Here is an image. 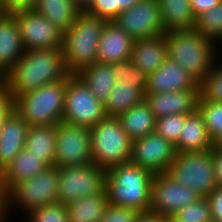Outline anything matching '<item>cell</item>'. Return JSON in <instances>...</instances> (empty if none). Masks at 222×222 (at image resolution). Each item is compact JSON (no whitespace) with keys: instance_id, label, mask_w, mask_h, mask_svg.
Here are the masks:
<instances>
[{"instance_id":"obj_1","label":"cell","mask_w":222,"mask_h":222,"mask_svg":"<svg viewBox=\"0 0 222 222\" xmlns=\"http://www.w3.org/2000/svg\"><path fill=\"white\" fill-rule=\"evenodd\" d=\"M71 75L62 47L24 50L14 66L2 77L11 97L35 90L42 85L65 80Z\"/></svg>"},{"instance_id":"obj_2","label":"cell","mask_w":222,"mask_h":222,"mask_svg":"<svg viewBox=\"0 0 222 222\" xmlns=\"http://www.w3.org/2000/svg\"><path fill=\"white\" fill-rule=\"evenodd\" d=\"M153 174L131 162L106 170L105 191L108 203L149 212Z\"/></svg>"},{"instance_id":"obj_3","label":"cell","mask_w":222,"mask_h":222,"mask_svg":"<svg viewBox=\"0 0 222 222\" xmlns=\"http://www.w3.org/2000/svg\"><path fill=\"white\" fill-rule=\"evenodd\" d=\"M166 43L168 58L181 65L199 84L218 60L219 44L195 29L168 31Z\"/></svg>"},{"instance_id":"obj_4","label":"cell","mask_w":222,"mask_h":222,"mask_svg":"<svg viewBox=\"0 0 222 222\" xmlns=\"http://www.w3.org/2000/svg\"><path fill=\"white\" fill-rule=\"evenodd\" d=\"M107 20L81 12L76 22L63 33L62 50L71 74L97 62L98 46Z\"/></svg>"},{"instance_id":"obj_5","label":"cell","mask_w":222,"mask_h":222,"mask_svg":"<svg viewBox=\"0 0 222 222\" xmlns=\"http://www.w3.org/2000/svg\"><path fill=\"white\" fill-rule=\"evenodd\" d=\"M66 79L42 85L13 99V109L29 126L56 125L62 121Z\"/></svg>"},{"instance_id":"obj_6","label":"cell","mask_w":222,"mask_h":222,"mask_svg":"<svg viewBox=\"0 0 222 222\" xmlns=\"http://www.w3.org/2000/svg\"><path fill=\"white\" fill-rule=\"evenodd\" d=\"M58 192L59 168L50 166L39 174L17 183L3 197L2 221L5 222V216L12 211L14 204L26 215L35 208L57 203Z\"/></svg>"},{"instance_id":"obj_7","label":"cell","mask_w":222,"mask_h":222,"mask_svg":"<svg viewBox=\"0 0 222 222\" xmlns=\"http://www.w3.org/2000/svg\"><path fill=\"white\" fill-rule=\"evenodd\" d=\"M93 163L106 170L130 162L132 140L117 117H106L91 127Z\"/></svg>"},{"instance_id":"obj_8","label":"cell","mask_w":222,"mask_h":222,"mask_svg":"<svg viewBox=\"0 0 222 222\" xmlns=\"http://www.w3.org/2000/svg\"><path fill=\"white\" fill-rule=\"evenodd\" d=\"M166 174L192 188L200 197H208L217 186L212 149L204 152L177 153Z\"/></svg>"},{"instance_id":"obj_9","label":"cell","mask_w":222,"mask_h":222,"mask_svg":"<svg viewBox=\"0 0 222 222\" xmlns=\"http://www.w3.org/2000/svg\"><path fill=\"white\" fill-rule=\"evenodd\" d=\"M106 117L104 104L76 74L66 78L63 122L91 128Z\"/></svg>"},{"instance_id":"obj_10","label":"cell","mask_w":222,"mask_h":222,"mask_svg":"<svg viewBox=\"0 0 222 222\" xmlns=\"http://www.w3.org/2000/svg\"><path fill=\"white\" fill-rule=\"evenodd\" d=\"M106 169L95 163L59 168L58 202L68 205L105 191Z\"/></svg>"},{"instance_id":"obj_11","label":"cell","mask_w":222,"mask_h":222,"mask_svg":"<svg viewBox=\"0 0 222 222\" xmlns=\"http://www.w3.org/2000/svg\"><path fill=\"white\" fill-rule=\"evenodd\" d=\"M91 163V129L63 121L57 123L54 166L63 168Z\"/></svg>"},{"instance_id":"obj_12","label":"cell","mask_w":222,"mask_h":222,"mask_svg":"<svg viewBox=\"0 0 222 222\" xmlns=\"http://www.w3.org/2000/svg\"><path fill=\"white\" fill-rule=\"evenodd\" d=\"M198 198L200 196L192 188L173 180L168 174H155L151 184L149 212L172 217L181 208Z\"/></svg>"},{"instance_id":"obj_13","label":"cell","mask_w":222,"mask_h":222,"mask_svg":"<svg viewBox=\"0 0 222 222\" xmlns=\"http://www.w3.org/2000/svg\"><path fill=\"white\" fill-rule=\"evenodd\" d=\"M13 15L18 21L24 50L62 47L63 32L42 14L28 10Z\"/></svg>"},{"instance_id":"obj_14","label":"cell","mask_w":222,"mask_h":222,"mask_svg":"<svg viewBox=\"0 0 222 222\" xmlns=\"http://www.w3.org/2000/svg\"><path fill=\"white\" fill-rule=\"evenodd\" d=\"M175 146L156 132L132 142L130 162L153 175L166 173L175 159Z\"/></svg>"},{"instance_id":"obj_15","label":"cell","mask_w":222,"mask_h":222,"mask_svg":"<svg viewBox=\"0 0 222 222\" xmlns=\"http://www.w3.org/2000/svg\"><path fill=\"white\" fill-rule=\"evenodd\" d=\"M114 21L134 40L165 34L158 0H140Z\"/></svg>"},{"instance_id":"obj_16","label":"cell","mask_w":222,"mask_h":222,"mask_svg":"<svg viewBox=\"0 0 222 222\" xmlns=\"http://www.w3.org/2000/svg\"><path fill=\"white\" fill-rule=\"evenodd\" d=\"M200 89V84L177 62L167 59L147 76L145 94Z\"/></svg>"},{"instance_id":"obj_17","label":"cell","mask_w":222,"mask_h":222,"mask_svg":"<svg viewBox=\"0 0 222 222\" xmlns=\"http://www.w3.org/2000/svg\"><path fill=\"white\" fill-rule=\"evenodd\" d=\"M200 89H187L163 93L145 94V101L156 118L183 114L188 115L198 109Z\"/></svg>"},{"instance_id":"obj_18","label":"cell","mask_w":222,"mask_h":222,"mask_svg":"<svg viewBox=\"0 0 222 222\" xmlns=\"http://www.w3.org/2000/svg\"><path fill=\"white\" fill-rule=\"evenodd\" d=\"M133 42L115 21H107L99 41L97 62L113 64L129 60Z\"/></svg>"},{"instance_id":"obj_19","label":"cell","mask_w":222,"mask_h":222,"mask_svg":"<svg viewBox=\"0 0 222 222\" xmlns=\"http://www.w3.org/2000/svg\"><path fill=\"white\" fill-rule=\"evenodd\" d=\"M29 124L13 109L0 132V174L24 148Z\"/></svg>"},{"instance_id":"obj_20","label":"cell","mask_w":222,"mask_h":222,"mask_svg":"<svg viewBox=\"0 0 222 222\" xmlns=\"http://www.w3.org/2000/svg\"><path fill=\"white\" fill-rule=\"evenodd\" d=\"M49 166L23 148L0 174V193L4 197L17 183L39 174Z\"/></svg>"},{"instance_id":"obj_21","label":"cell","mask_w":222,"mask_h":222,"mask_svg":"<svg viewBox=\"0 0 222 222\" xmlns=\"http://www.w3.org/2000/svg\"><path fill=\"white\" fill-rule=\"evenodd\" d=\"M167 57L166 33L133 42L130 60L146 75L155 72Z\"/></svg>"},{"instance_id":"obj_22","label":"cell","mask_w":222,"mask_h":222,"mask_svg":"<svg viewBox=\"0 0 222 222\" xmlns=\"http://www.w3.org/2000/svg\"><path fill=\"white\" fill-rule=\"evenodd\" d=\"M23 53L16 17L12 14H0V74L5 75Z\"/></svg>"},{"instance_id":"obj_23","label":"cell","mask_w":222,"mask_h":222,"mask_svg":"<svg viewBox=\"0 0 222 222\" xmlns=\"http://www.w3.org/2000/svg\"><path fill=\"white\" fill-rule=\"evenodd\" d=\"M176 152H204L213 148V140L210 138L204 118L197 109L195 112L185 115Z\"/></svg>"},{"instance_id":"obj_24","label":"cell","mask_w":222,"mask_h":222,"mask_svg":"<svg viewBox=\"0 0 222 222\" xmlns=\"http://www.w3.org/2000/svg\"><path fill=\"white\" fill-rule=\"evenodd\" d=\"M76 75L101 103L107 102L116 81L113 64L95 62L82 68Z\"/></svg>"},{"instance_id":"obj_25","label":"cell","mask_w":222,"mask_h":222,"mask_svg":"<svg viewBox=\"0 0 222 222\" xmlns=\"http://www.w3.org/2000/svg\"><path fill=\"white\" fill-rule=\"evenodd\" d=\"M56 125L29 126L24 148L32 155L42 158L50 167L55 164Z\"/></svg>"},{"instance_id":"obj_26","label":"cell","mask_w":222,"mask_h":222,"mask_svg":"<svg viewBox=\"0 0 222 222\" xmlns=\"http://www.w3.org/2000/svg\"><path fill=\"white\" fill-rule=\"evenodd\" d=\"M164 32L192 30L196 25L190 0H158Z\"/></svg>"},{"instance_id":"obj_27","label":"cell","mask_w":222,"mask_h":222,"mask_svg":"<svg viewBox=\"0 0 222 222\" xmlns=\"http://www.w3.org/2000/svg\"><path fill=\"white\" fill-rule=\"evenodd\" d=\"M117 118L132 141L155 132L157 118L145 100L121 113Z\"/></svg>"},{"instance_id":"obj_28","label":"cell","mask_w":222,"mask_h":222,"mask_svg":"<svg viewBox=\"0 0 222 222\" xmlns=\"http://www.w3.org/2000/svg\"><path fill=\"white\" fill-rule=\"evenodd\" d=\"M34 10L46 17L63 33L76 22L82 12L74 0H37Z\"/></svg>"},{"instance_id":"obj_29","label":"cell","mask_w":222,"mask_h":222,"mask_svg":"<svg viewBox=\"0 0 222 222\" xmlns=\"http://www.w3.org/2000/svg\"><path fill=\"white\" fill-rule=\"evenodd\" d=\"M106 191L89 195L66 205L70 222H99L108 206Z\"/></svg>"},{"instance_id":"obj_30","label":"cell","mask_w":222,"mask_h":222,"mask_svg":"<svg viewBox=\"0 0 222 222\" xmlns=\"http://www.w3.org/2000/svg\"><path fill=\"white\" fill-rule=\"evenodd\" d=\"M145 93L137 85L115 84L104 104L107 117H118L143 102Z\"/></svg>"},{"instance_id":"obj_31","label":"cell","mask_w":222,"mask_h":222,"mask_svg":"<svg viewBox=\"0 0 222 222\" xmlns=\"http://www.w3.org/2000/svg\"><path fill=\"white\" fill-rule=\"evenodd\" d=\"M194 29L216 44L222 40V0L217 6L196 17Z\"/></svg>"},{"instance_id":"obj_32","label":"cell","mask_w":222,"mask_h":222,"mask_svg":"<svg viewBox=\"0 0 222 222\" xmlns=\"http://www.w3.org/2000/svg\"><path fill=\"white\" fill-rule=\"evenodd\" d=\"M198 110L204 118L210 138L214 141L222 133V103L207 101L200 95Z\"/></svg>"},{"instance_id":"obj_33","label":"cell","mask_w":222,"mask_h":222,"mask_svg":"<svg viewBox=\"0 0 222 222\" xmlns=\"http://www.w3.org/2000/svg\"><path fill=\"white\" fill-rule=\"evenodd\" d=\"M113 74L116 79L115 84L137 85L145 93L148 75L134 65L130 59L113 63Z\"/></svg>"},{"instance_id":"obj_34","label":"cell","mask_w":222,"mask_h":222,"mask_svg":"<svg viewBox=\"0 0 222 222\" xmlns=\"http://www.w3.org/2000/svg\"><path fill=\"white\" fill-rule=\"evenodd\" d=\"M172 218L177 222H212L208 197H200L195 202L184 206Z\"/></svg>"},{"instance_id":"obj_35","label":"cell","mask_w":222,"mask_h":222,"mask_svg":"<svg viewBox=\"0 0 222 222\" xmlns=\"http://www.w3.org/2000/svg\"><path fill=\"white\" fill-rule=\"evenodd\" d=\"M26 215L28 222H70L66 205L59 202L35 208Z\"/></svg>"},{"instance_id":"obj_36","label":"cell","mask_w":222,"mask_h":222,"mask_svg":"<svg viewBox=\"0 0 222 222\" xmlns=\"http://www.w3.org/2000/svg\"><path fill=\"white\" fill-rule=\"evenodd\" d=\"M215 62L207 77L200 83V95L207 101L222 103V64Z\"/></svg>"},{"instance_id":"obj_37","label":"cell","mask_w":222,"mask_h":222,"mask_svg":"<svg viewBox=\"0 0 222 222\" xmlns=\"http://www.w3.org/2000/svg\"><path fill=\"white\" fill-rule=\"evenodd\" d=\"M184 119L185 115L183 114L159 117L156 120L155 132L176 146L181 134Z\"/></svg>"},{"instance_id":"obj_38","label":"cell","mask_w":222,"mask_h":222,"mask_svg":"<svg viewBox=\"0 0 222 222\" xmlns=\"http://www.w3.org/2000/svg\"><path fill=\"white\" fill-rule=\"evenodd\" d=\"M140 214L133 208L108 204L99 222H136Z\"/></svg>"},{"instance_id":"obj_39","label":"cell","mask_w":222,"mask_h":222,"mask_svg":"<svg viewBox=\"0 0 222 222\" xmlns=\"http://www.w3.org/2000/svg\"><path fill=\"white\" fill-rule=\"evenodd\" d=\"M85 12L107 21H114L121 10L116 5V0H94Z\"/></svg>"},{"instance_id":"obj_40","label":"cell","mask_w":222,"mask_h":222,"mask_svg":"<svg viewBox=\"0 0 222 222\" xmlns=\"http://www.w3.org/2000/svg\"><path fill=\"white\" fill-rule=\"evenodd\" d=\"M37 0H0V14L34 10Z\"/></svg>"},{"instance_id":"obj_41","label":"cell","mask_w":222,"mask_h":222,"mask_svg":"<svg viewBox=\"0 0 222 222\" xmlns=\"http://www.w3.org/2000/svg\"><path fill=\"white\" fill-rule=\"evenodd\" d=\"M208 199L213 222H222V186H216Z\"/></svg>"},{"instance_id":"obj_42","label":"cell","mask_w":222,"mask_h":222,"mask_svg":"<svg viewBox=\"0 0 222 222\" xmlns=\"http://www.w3.org/2000/svg\"><path fill=\"white\" fill-rule=\"evenodd\" d=\"M13 110V98L8 90L7 84L0 79V121Z\"/></svg>"},{"instance_id":"obj_43","label":"cell","mask_w":222,"mask_h":222,"mask_svg":"<svg viewBox=\"0 0 222 222\" xmlns=\"http://www.w3.org/2000/svg\"><path fill=\"white\" fill-rule=\"evenodd\" d=\"M221 0H190V5L194 15L197 17L201 13L217 6Z\"/></svg>"},{"instance_id":"obj_44","label":"cell","mask_w":222,"mask_h":222,"mask_svg":"<svg viewBox=\"0 0 222 222\" xmlns=\"http://www.w3.org/2000/svg\"><path fill=\"white\" fill-rule=\"evenodd\" d=\"M213 168L217 186H222V149L212 148Z\"/></svg>"},{"instance_id":"obj_45","label":"cell","mask_w":222,"mask_h":222,"mask_svg":"<svg viewBox=\"0 0 222 222\" xmlns=\"http://www.w3.org/2000/svg\"><path fill=\"white\" fill-rule=\"evenodd\" d=\"M136 222H166V217L151 212H142L138 216Z\"/></svg>"},{"instance_id":"obj_46","label":"cell","mask_w":222,"mask_h":222,"mask_svg":"<svg viewBox=\"0 0 222 222\" xmlns=\"http://www.w3.org/2000/svg\"><path fill=\"white\" fill-rule=\"evenodd\" d=\"M140 0H116V5L121 11H125L138 3Z\"/></svg>"},{"instance_id":"obj_47","label":"cell","mask_w":222,"mask_h":222,"mask_svg":"<svg viewBox=\"0 0 222 222\" xmlns=\"http://www.w3.org/2000/svg\"><path fill=\"white\" fill-rule=\"evenodd\" d=\"M94 0H74L75 5L82 11L85 12L92 4Z\"/></svg>"},{"instance_id":"obj_48","label":"cell","mask_w":222,"mask_h":222,"mask_svg":"<svg viewBox=\"0 0 222 222\" xmlns=\"http://www.w3.org/2000/svg\"><path fill=\"white\" fill-rule=\"evenodd\" d=\"M213 147L222 149V133L213 141Z\"/></svg>"},{"instance_id":"obj_49","label":"cell","mask_w":222,"mask_h":222,"mask_svg":"<svg viewBox=\"0 0 222 222\" xmlns=\"http://www.w3.org/2000/svg\"><path fill=\"white\" fill-rule=\"evenodd\" d=\"M2 211H3V197L0 193V220H2Z\"/></svg>"},{"instance_id":"obj_50","label":"cell","mask_w":222,"mask_h":222,"mask_svg":"<svg viewBox=\"0 0 222 222\" xmlns=\"http://www.w3.org/2000/svg\"><path fill=\"white\" fill-rule=\"evenodd\" d=\"M166 222H177L172 217H166Z\"/></svg>"},{"instance_id":"obj_51","label":"cell","mask_w":222,"mask_h":222,"mask_svg":"<svg viewBox=\"0 0 222 222\" xmlns=\"http://www.w3.org/2000/svg\"><path fill=\"white\" fill-rule=\"evenodd\" d=\"M3 124H4V120H1V121H0V132H1V129H2V127H3Z\"/></svg>"}]
</instances>
